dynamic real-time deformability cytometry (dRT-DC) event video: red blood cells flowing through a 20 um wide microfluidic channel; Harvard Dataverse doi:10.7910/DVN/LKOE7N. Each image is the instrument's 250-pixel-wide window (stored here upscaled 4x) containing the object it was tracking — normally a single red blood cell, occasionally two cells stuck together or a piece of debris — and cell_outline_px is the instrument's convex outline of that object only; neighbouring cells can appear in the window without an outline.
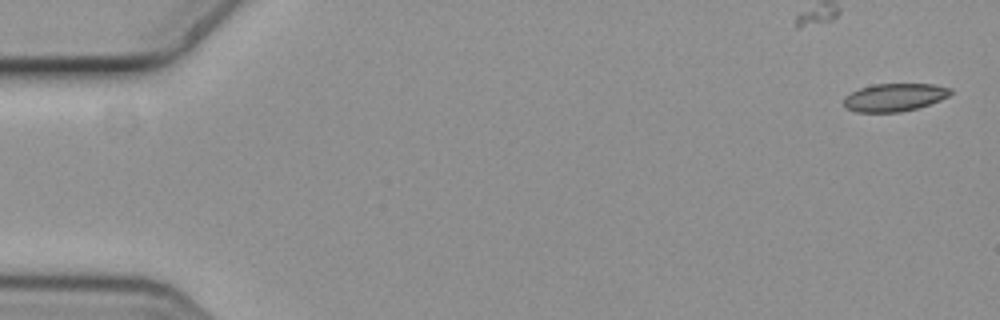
{"species": "common noctule bat (a hibernating species)", "species_latin": "Nyctalus noctula", "temperature_condition": "cold", "stored_images_in_passage": 7, "camera_frame_rate_fps": 3000, "um_per_image_px": 0.085, "animal": {"sex": "female", "body_mass_g": 19.3, "forearm_length_mm": 54.1}, "frame": {"image": 1, "passage_image": 1, "time_ms": 0.0, "image_size_px": [1000, 320], "cell_outline_px": [[952, 92], [948, 96], [940, 100], [916, 108], [900, 112], [856, 112], [844, 108], [844, 96], [860, 88], [872, 84], [936, 84], [952, 88]], "centroid_in_image_um": [76.01, 8.27], "position_along_channel_um": 9.0, "area_um2": 17.4}}
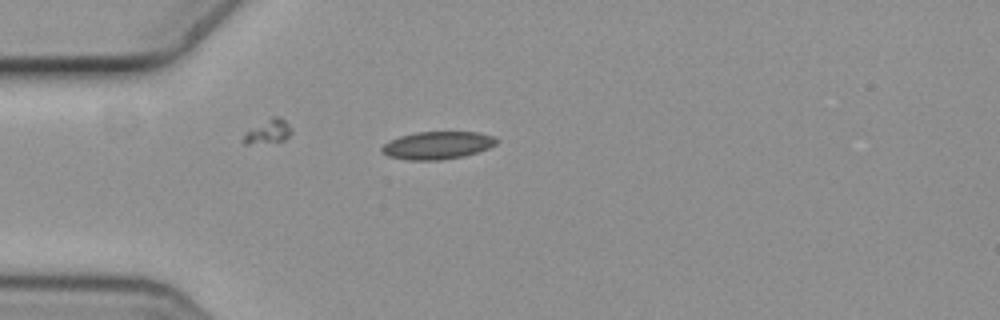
{"frame": {"image": 2, "passage_image": 5, "time_ms": 1.333, "image_size_px": [1000, 320], "cell_outline_px": [[500, 140], [496, 144], [488, 148], [464, 156], [440, 160], [404, 160], [388, 156], [380, 152], [380, 148], [388, 140], [400, 136], [416, 132], [480, 132], [496, 136]], "centroid_in_image_um": [37.17, 12.35], "position_along_channel_um": 47.8, "area_um2": 18.79}}
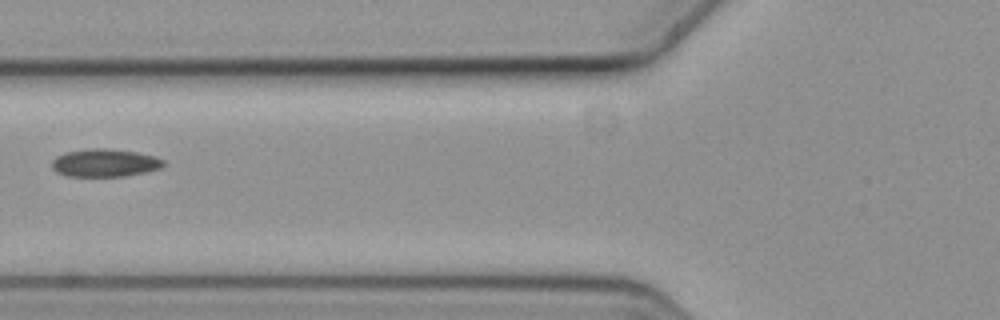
{"frame": {"image": 3, "passage_image": 7, "time_ms": 2.0, "image_size_px": [1000, 320], "cell_outline_px": [[164, 164], [160, 168], [144, 172], [124, 176], [68, 176], [56, 172], [52, 168], [52, 160], [56, 156], [64, 152], [88, 148], [104, 148], [136, 152], [156, 156], [164, 160]], "centroid_in_image_um": [8.88, 13.83], "position_along_channel_um": 116.9, "area_um2": 18.15}}